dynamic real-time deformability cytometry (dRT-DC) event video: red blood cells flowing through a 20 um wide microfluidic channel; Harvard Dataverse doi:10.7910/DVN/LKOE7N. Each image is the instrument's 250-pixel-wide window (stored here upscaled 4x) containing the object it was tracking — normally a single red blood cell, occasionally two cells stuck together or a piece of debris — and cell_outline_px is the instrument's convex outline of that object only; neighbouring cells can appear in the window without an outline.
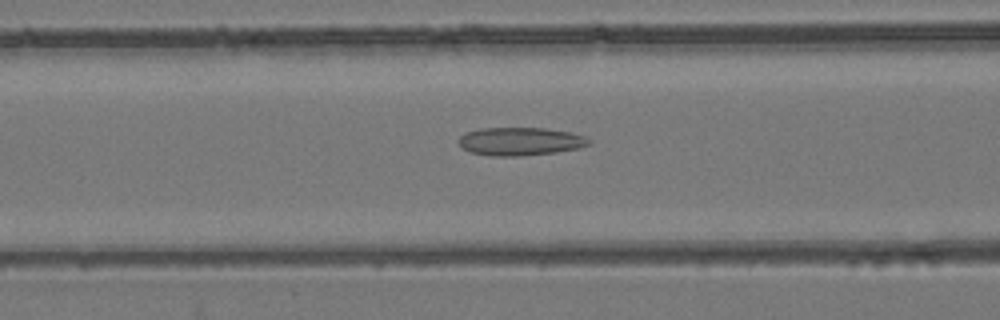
{"species": "common noctule bat (a hibernating species)", "species_latin": "Nyctalus noctula", "temperature_condition": "room temperature", "stored_images_in_passage": 31, "camera_frame_rate_fps": 3000, "um_per_image_px": 0.085, "animal": {"sex": "female", "body_mass_g": 24.6, "forearm_length_mm": 56.2}, "frame": {"image": 1, "passage_image": 8, "time_ms": 2.333, "image_size_px": [1000, 320], "cell_outline_px": [[592, 144], [580, 148], [556, 152], [516, 156], [492, 156], [472, 152], [464, 148], [460, 144], [460, 136], [464, 132], [480, 128], [544, 128], [572, 132], [584, 136], [592, 140]], "centroid_in_image_um": [44.28, 12.01], "position_along_channel_um": 122.3, "area_um2": 21.39}}
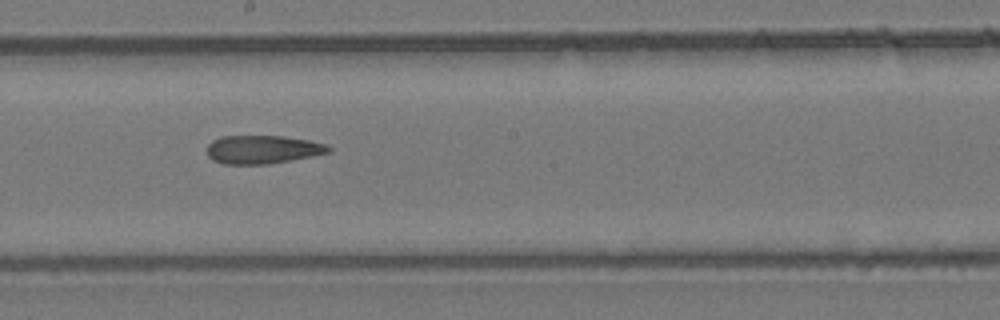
{"frame": {"image": 2, "passage_image": 16, "time_ms": 5.0, "image_size_px": [1000, 320], "cell_outline_px": [[332, 148], [328, 152], [312, 156], [268, 164], [224, 164], [212, 160], [208, 156], [208, 144], [212, 140], [220, 136], [284, 136], [308, 140], [328, 144]], "centroid_in_image_um": [22.31, 12.7], "position_along_channel_um": 225.9, "area_um2": 20.11}}
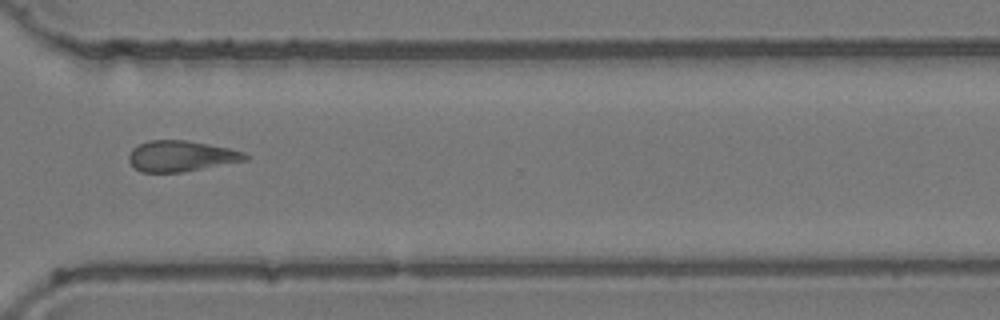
{"frame": {"image": 3, "passage_image": 26, "time_ms": 8.333, "image_size_px": [1000, 320], "cell_outline_px": [[248, 160], [180, 172], [140, 172], [128, 160], [128, 156], [132, 148], [148, 140], [184, 140], [208, 144], [228, 148], [244, 152], [248, 156]], "centroid_in_image_um": [15.37, 13.26], "position_along_channel_um": 355.2, "area_um2": 20.69}, "authors_computed_cell_mechanics": {"area_um2": 20.4034, "velocity_mm_per_s": 3.8824, "shape_relaxation_time_tau1_ms": null, "shape_relaxation_time_tau2_ms": 7.6598, "deformation_change_tau1": null, "deformation_change_tau2": 0.1993}}